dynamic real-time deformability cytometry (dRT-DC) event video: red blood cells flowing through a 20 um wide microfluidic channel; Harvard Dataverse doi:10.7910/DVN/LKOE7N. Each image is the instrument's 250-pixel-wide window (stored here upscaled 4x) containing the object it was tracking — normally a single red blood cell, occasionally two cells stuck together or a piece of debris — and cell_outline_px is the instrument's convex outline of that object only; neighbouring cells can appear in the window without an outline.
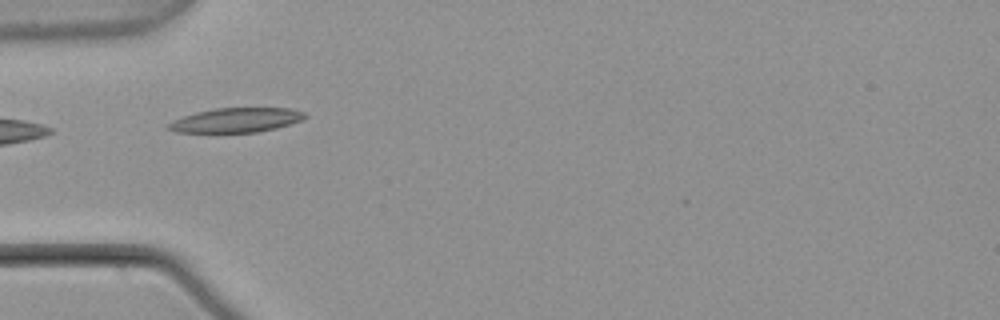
{"species": "common noctule bat (a hibernating species)", "species_latin": "Nyctalus noctula", "temperature_condition": "warm", "stored_images_in_passage": 8, "camera_frame_rate_fps": 3000, "um_per_image_px": 0.085, "animal": {"sex": "male", "body_mass_g": 21.5, "forearm_length_mm": 52.0}, "frame": {"image": 1, "passage_image": 4, "time_ms": 1.0, "image_size_px": [1000, 320], "cell_outline_px": [[308, 116], [304, 120], [276, 128], [256, 132], [176, 132], [168, 128], [168, 124], [172, 120], [196, 112], [216, 108], [288, 108], [304, 112]], "centroid_in_image_um": [20.11, 10.2], "position_along_channel_um": 64.9, "area_um2": 19.36}}
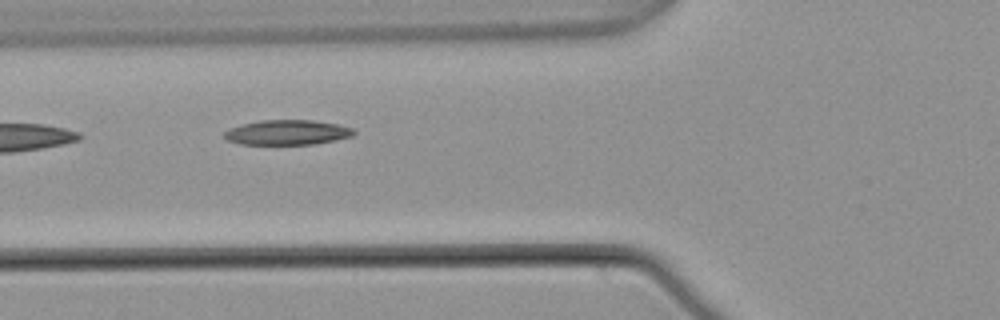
{"frame": {"image": 2, "passage_image": 5, "time_ms": 1.333, "image_size_px": [1000, 320], "cell_outline_px": [[356, 132], [352, 136], [312, 144], [240, 144], [228, 140], [224, 136], [224, 132], [228, 128], [260, 120], [312, 120], [336, 124], [352, 128]], "centroid_in_image_um": [24.39, 11.25], "position_along_channel_um": 101.4, "area_um2": 18.55}}
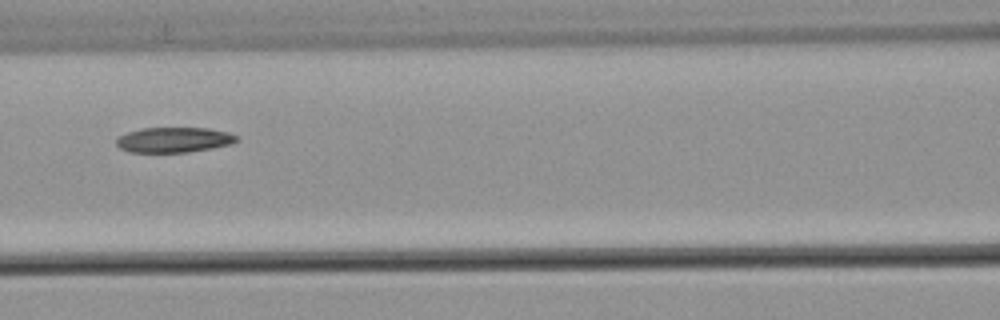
{"frame": {"image": 3, "passage_image": 6, "time_ms": 1.667, "image_size_px": [1000, 320], "cell_outline_px": [[240, 140], [232, 144], [212, 148], [188, 152], [128, 152], [120, 148], [116, 144], [116, 136], [140, 128], [208, 128], [228, 132], [240, 136]], "centroid_in_image_um": [14.8, 11.88], "position_along_channel_um": 151.8, "area_um2": 17.92}}